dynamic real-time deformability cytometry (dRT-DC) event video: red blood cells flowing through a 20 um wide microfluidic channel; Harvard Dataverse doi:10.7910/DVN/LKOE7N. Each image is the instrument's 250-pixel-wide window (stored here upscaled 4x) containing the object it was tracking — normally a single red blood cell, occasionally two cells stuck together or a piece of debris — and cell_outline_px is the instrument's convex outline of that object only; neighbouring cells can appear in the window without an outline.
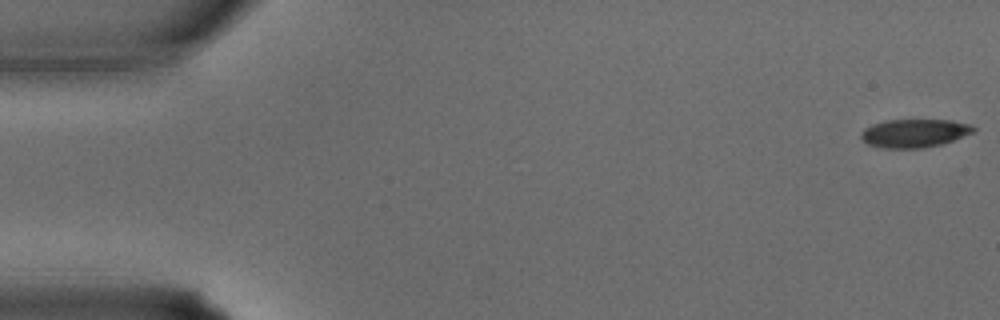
{"species": "common noctule bat (a hibernating species)", "species_latin": "Nyctalus noctula", "temperature_condition": "warm", "stored_images_in_passage": 5, "camera_frame_rate_fps": 3000, "um_per_image_px": 0.085, "animal": {"sex": "male", "body_mass_g": 15.6}, "frame": {"image": 1, "passage_image": 1, "time_ms": 0.0, "image_size_px": [1000, 320], "cell_outline_px": [[976, 128], [972, 132], [952, 140], [940, 144], [920, 148], [884, 148], [868, 144], [860, 136], [860, 132], [864, 128], [872, 124], [884, 120], [952, 120], [972, 124]], "centroid_in_image_um": [77.69, 11.3], "position_along_channel_um": 7.3, "area_um2": 18.44}}